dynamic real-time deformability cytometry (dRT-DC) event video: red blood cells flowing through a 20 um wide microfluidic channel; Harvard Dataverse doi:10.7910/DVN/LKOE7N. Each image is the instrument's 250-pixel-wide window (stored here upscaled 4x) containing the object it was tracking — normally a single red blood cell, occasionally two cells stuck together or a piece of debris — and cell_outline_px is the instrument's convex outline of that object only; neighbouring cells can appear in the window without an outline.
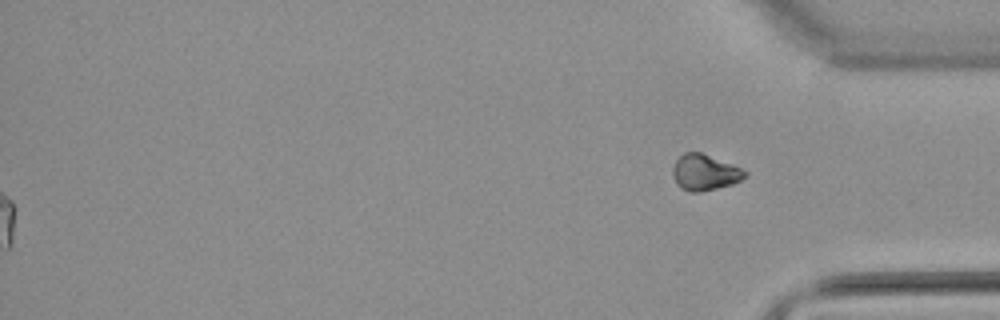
{"species": "common noctule bat (a hibernating species)", "species_latin": "Nyctalus noctula", "temperature_condition": "warm", "stored_images_in_passage": 55, "segment_of_instrument_passage": [2, 2], "camera_frame_rate_fps": 3000, "um_per_image_px": 0.085, "animal": {"sex": "male", "body_mass_g": 21.5, "forearm_length_mm": 52.0}, "frame": {"image": 1, "passage_image": 55, "time_ms": 18.0, "image_size_px": [1000, 320], "cell_outline_px": [[748, 176], [732, 184], [700, 192], [688, 192], [680, 188], [672, 176], [672, 168], [676, 160], [684, 152], [700, 152], [732, 164], [748, 172]], "centroid_in_image_um": [59.89, 14.66], "position_along_channel_um": 375.3, "area_um2": 15.14}}